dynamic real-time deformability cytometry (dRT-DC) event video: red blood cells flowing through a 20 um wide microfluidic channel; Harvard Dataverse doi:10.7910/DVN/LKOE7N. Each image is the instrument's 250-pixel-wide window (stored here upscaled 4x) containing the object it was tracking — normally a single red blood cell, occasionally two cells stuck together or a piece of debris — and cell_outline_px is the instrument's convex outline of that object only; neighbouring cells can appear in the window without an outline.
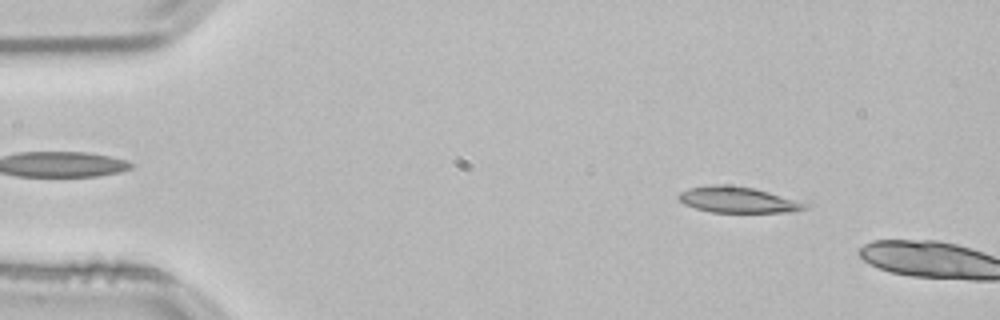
{"species": "common noctule bat (a hibernating species)", "species_latin": "Nyctalus noctula", "temperature_condition": "room temperature", "stored_images_in_passage": 8, "camera_frame_rate_fps": 3000, "um_per_image_px": 0.085, "animal": {"sex": "male", "body_mass_g": 21.5, "forearm_length_mm": 52.0}, "frame": {"image": 1, "passage_image": 6, "time_ms": 1.667, "image_size_px": [1000, 320], "cell_outline_px": [[812, 204], [808, 208], [792, 212], [712, 212], [696, 208], [684, 204], [680, 200], [680, 192], [688, 188], [712, 184], [728, 184], [752, 188], [768, 192]], "centroid_in_image_um": [62.76, 16.98], "position_along_channel_um": 22.2, "area_um2": 19.07}}